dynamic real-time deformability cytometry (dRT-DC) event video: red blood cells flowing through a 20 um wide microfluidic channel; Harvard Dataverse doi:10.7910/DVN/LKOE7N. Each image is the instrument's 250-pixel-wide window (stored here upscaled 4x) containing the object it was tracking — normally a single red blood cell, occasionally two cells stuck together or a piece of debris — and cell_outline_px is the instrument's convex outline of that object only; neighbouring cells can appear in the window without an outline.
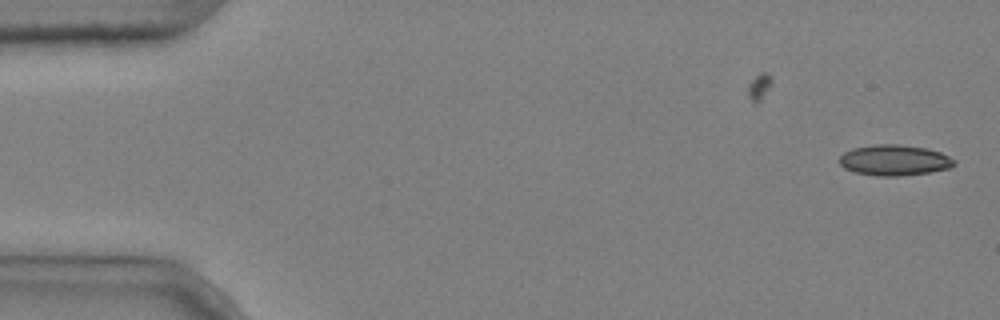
{"species": "common noctule bat (a hibernating species)", "species_latin": "Nyctalus noctula", "temperature_condition": "cold", "stored_images_in_passage": 2, "camera_frame_rate_fps": 3000, "um_per_image_px": 0.085, "animal": {"sex": "male", "body_mass_g": 20.4}, "frame": {"image": 1, "passage_image": 2, "time_ms": 0.333, "image_size_px": [1000, 320], "cell_outline_px": [[956, 164], [952, 168], [928, 172], [900, 176], [880, 176], [852, 172], [844, 168], [840, 164], [840, 156], [844, 152], [852, 148], [872, 144], [900, 144], [928, 148], [940, 152], [956, 160]], "centroid_in_image_um": [76.03, 13.61], "position_along_channel_um": 9.0, "area_um2": 20.81}}